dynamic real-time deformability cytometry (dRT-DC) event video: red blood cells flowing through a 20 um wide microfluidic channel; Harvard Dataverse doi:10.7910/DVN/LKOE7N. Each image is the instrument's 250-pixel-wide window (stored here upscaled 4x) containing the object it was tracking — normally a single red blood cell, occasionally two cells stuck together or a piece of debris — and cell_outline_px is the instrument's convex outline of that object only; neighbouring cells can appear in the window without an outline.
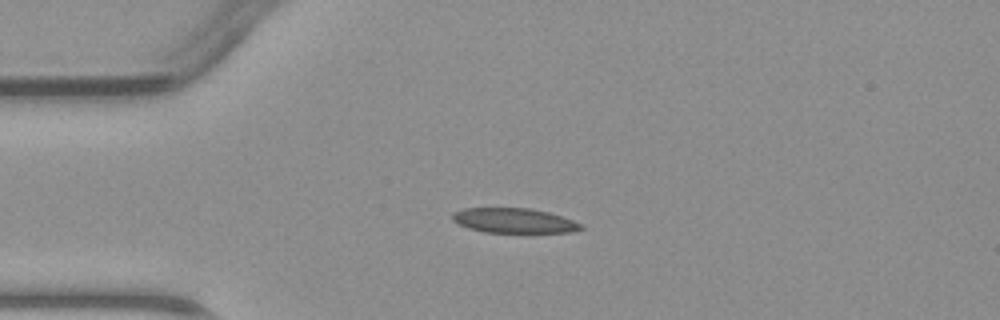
{"species": "common noctule bat (a hibernating species)", "species_latin": "Nyctalus noctula", "temperature_condition": "warm", "stored_images_in_passage": 36, "camera_frame_rate_fps": 3000, "um_per_image_px": 0.085, "animal": {"sex": "male", "body_mass_g": 23.1, "forearm_length_mm": 52.7}, "frame": {"image": 1, "passage_image": 1, "time_ms": 0.0, "image_size_px": [1000, 320], "cell_outline_px": [[584, 228], [572, 232], [484, 232], [468, 228], [452, 220], [452, 212], [464, 208], [532, 208], [548, 212], [584, 224]], "centroid_in_image_um": [43.69, 18.74], "position_along_channel_um": 41.3, "area_um2": 18.55}}
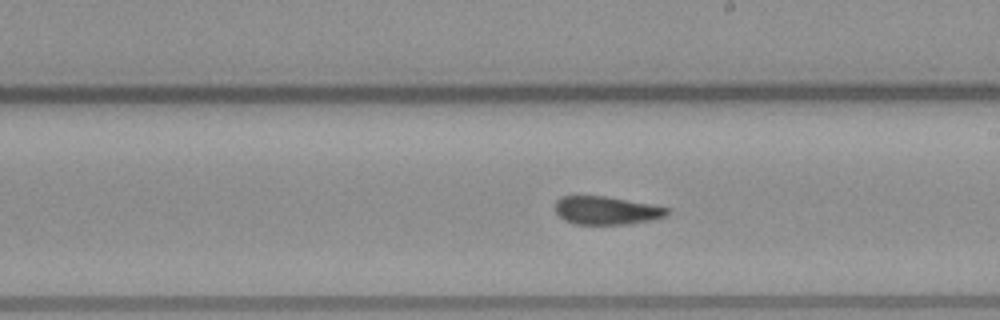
{"frame": {"image": 2, "passage_image": 16, "time_ms": 5.0, "image_size_px": [1000, 320], "cell_outline_px": [[672, 208], [664, 216], [648, 220], [628, 224], [576, 224], [564, 220], [556, 212], [556, 200], [560, 196], [608, 196], [652, 204]], "centroid_in_image_um": [51.55, 17.87], "position_along_channel_um": 237.5, "area_um2": 18.38}}
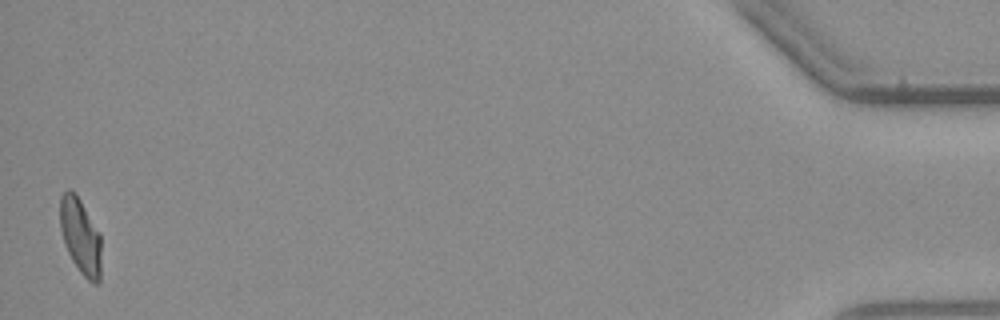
{"frame": {"image": 3, "passage_image": 36, "time_ms": 11.667, "image_size_px": [1000, 320], "cell_outline_px": [[100, 280], [96, 284], [92, 284], [80, 272], [72, 260], [64, 244], [60, 228], [60, 196], [68, 188], [76, 192], [100, 232]], "centroid_in_image_um": [6.83, 20.05], "position_along_channel_um": 428.4, "area_um2": 18.38}}